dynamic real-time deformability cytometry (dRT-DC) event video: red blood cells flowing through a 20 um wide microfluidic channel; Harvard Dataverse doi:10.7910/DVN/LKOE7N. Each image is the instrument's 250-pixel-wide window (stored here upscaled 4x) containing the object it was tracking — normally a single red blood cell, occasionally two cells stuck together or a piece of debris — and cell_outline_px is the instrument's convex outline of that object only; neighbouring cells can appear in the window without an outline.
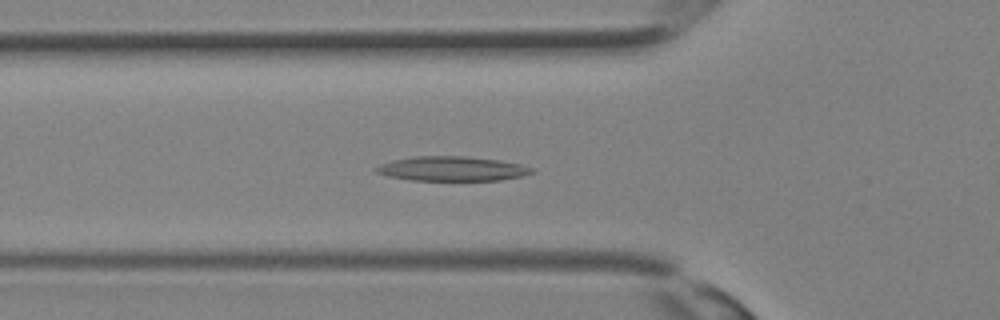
{"species": "Egyptian fruit bat (a non-hibernating species)", "species_latin": "Rousettus aegyptiacus", "temperature_condition": "room temperature", "stored_images_in_passage": 26, "camera_frame_rate_fps": 3000, "um_per_image_px": 0.085, "animal": {"sex": "female"}, "frame": {"image": 1, "passage_image": 4, "time_ms": 1.0, "image_size_px": [1000, 320], "cell_outline_px": [[536, 172], [524, 176], [500, 180], [412, 180], [388, 176], [376, 172], [372, 168], [380, 164], [392, 160], [412, 156], [464, 156], [500, 160], [520, 164], [532, 168]], "centroid_in_image_um": [38.42, 14.33], "position_along_channel_um": 87.4, "area_um2": 22.37}}
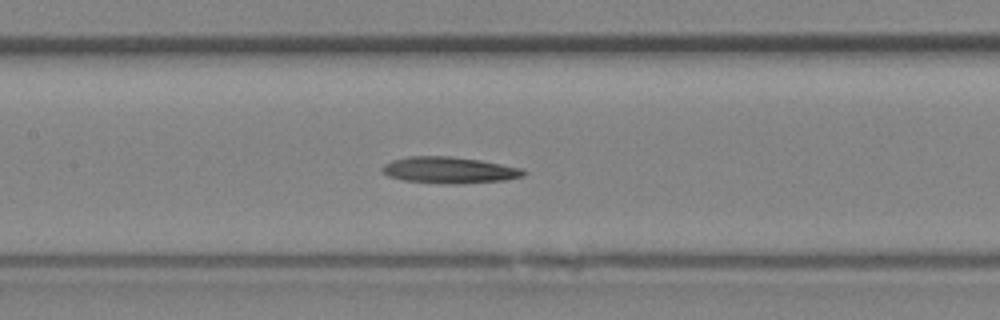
{"frame": {"image": 2, "passage_image": 8, "time_ms": 2.333, "image_size_px": [1000, 320], "cell_outline_px": [[528, 172], [524, 176], [504, 180], [456, 184], [448, 184], [404, 180], [388, 176], [380, 172], [380, 168], [384, 164], [392, 160], [408, 156], [452, 156], [480, 160], [520, 168]], "centroid_in_image_um": [38.14, 14.45], "position_along_channel_um": 169.3, "area_um2": 21.79}}
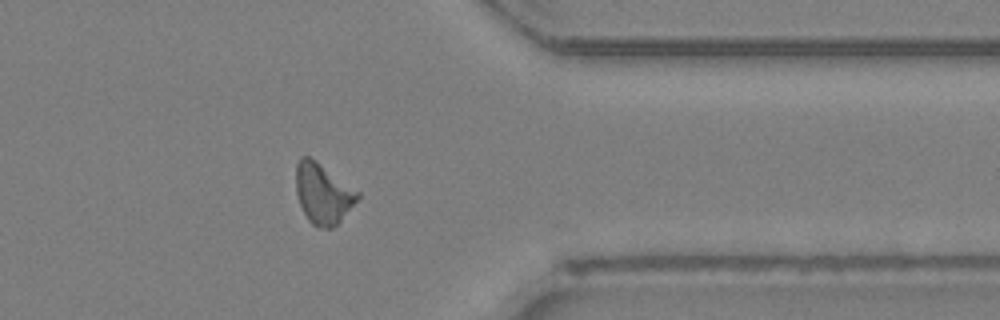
{"frame": {"image": 3, "passage_image": 19, "time_ms": 6.0, "image_size_px": [1000, 320], "cell_outline_px": [[360, 196], [340, 220], [332, 228], [316, 228], [308, 220], [300, 204], [296, 192], [296, 164], [300, 156], [308, 156], [360, 192]], "centroid_in_image_um": [27.42, 16.46], "position_along_channel_um": 384.0, "area_um2": 21.27}}